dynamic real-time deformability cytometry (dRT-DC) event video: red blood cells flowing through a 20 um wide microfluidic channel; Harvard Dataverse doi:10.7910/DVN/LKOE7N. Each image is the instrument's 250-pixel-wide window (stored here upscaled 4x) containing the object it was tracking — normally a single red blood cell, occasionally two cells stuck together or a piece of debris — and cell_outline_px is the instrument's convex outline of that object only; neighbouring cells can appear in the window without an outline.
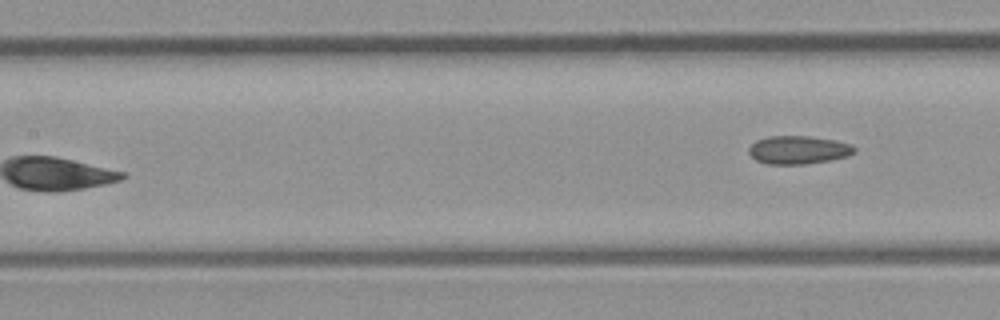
{"species": "common noctule bat (a hibernating species)", "species_latin": "Nyctalus noctula", "temperature_condition": "room temperature", "stored_images_in_passage": 6, "camera_frame_rate_fps": 3000, "um_per_image_px": 0.085, "animal": {"sex": "male", "body_mass_g": 23.1, "forearm_length_mm": 52.7}, "frame": {"image": 1, "passage_image": 6, "time_ms": 1.667, "image_size_px": [1000, 320], "cell_outline_px": [[856, 152], [848, 156], [828, 160], [804, 164], [768, 164], [756, 160], [748, 152], [748, 148], [756, 140], [768, 136], [808, 136], [832, 140], [852, 144], [856, 148]], "centroid_in_image_um": [67.85, 12.74], "position_along_channel_um": 139.5, "area_um2": 17.28}}